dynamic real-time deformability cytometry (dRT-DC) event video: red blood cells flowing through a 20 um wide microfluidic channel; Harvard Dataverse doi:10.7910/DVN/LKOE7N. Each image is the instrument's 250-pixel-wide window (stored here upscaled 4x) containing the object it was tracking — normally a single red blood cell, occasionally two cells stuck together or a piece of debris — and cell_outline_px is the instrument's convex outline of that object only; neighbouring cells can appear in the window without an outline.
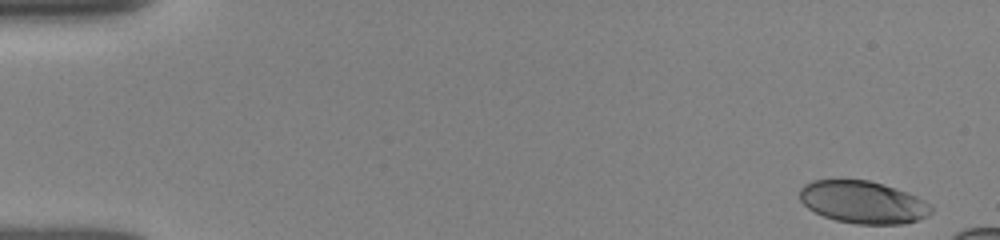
{"species": "human", "species_latin": "Homo sapiens", "temperature_condition": "room temperature", "stored_images_in_passage": 14, "camera_frame_rate_fps": 3000, "um_per_image_px": 0.085, "donor": {"sex": "female"}, "frame": {"image": 1, "passage_image": 1, "time_ms": 0.0, "image_size_px": [1000, 240], "cell_outline_px": [[932, 212], [928, 216], [904, 224], [856, 224], [836, 220], [824, 216], [808, 208], [800, 200], [800, 188], [804, 184], [812, 180], [868, 180], [916, 196], [924, 200], [932, 208]], "centroid_in_image_um": [73.33, 17.19], "position_along_channel_um": 11.7, "area_um2": 32.14}}